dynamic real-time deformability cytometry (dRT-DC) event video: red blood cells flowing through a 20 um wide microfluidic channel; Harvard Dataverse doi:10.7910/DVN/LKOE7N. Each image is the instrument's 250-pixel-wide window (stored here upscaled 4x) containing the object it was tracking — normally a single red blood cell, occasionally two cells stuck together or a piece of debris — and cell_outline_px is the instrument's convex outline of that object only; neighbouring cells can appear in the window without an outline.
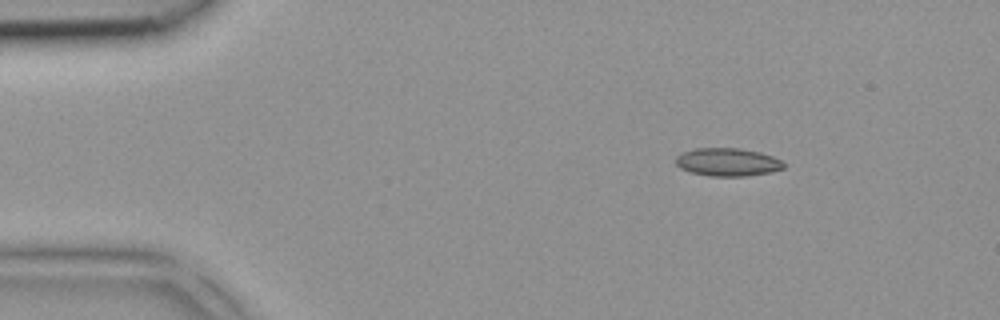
{"species": "common noctule bat (a hibernating species)", "species_latin": "Nyctalus noctula", "temperature_condition": "room temperature", "stored_images_in_passage": 4, "camera_frame_rate_fps": 3000, "um_per_image_px": 0.085, "animal": {"sex": "female", "body_mass_g": 18.4}, "frame": {"image": 1, "passage_image": 1, "time_ms": 0.0, "image_size_px": [1000, 320], "cell_outline_px": [[784, 168], [772, 172], [748, 176], [708, 176], [688, 172], [680, 168], [676, 164], [676, 156], [684, 152], [696, 148], [740, 148], [760, 152], [772, 156], [780, 160], [784, 164]], "centroid_in_image_um": [61.84, 13.79], "position_along_channel_um": 23.2, "area_um2": 17.74}}
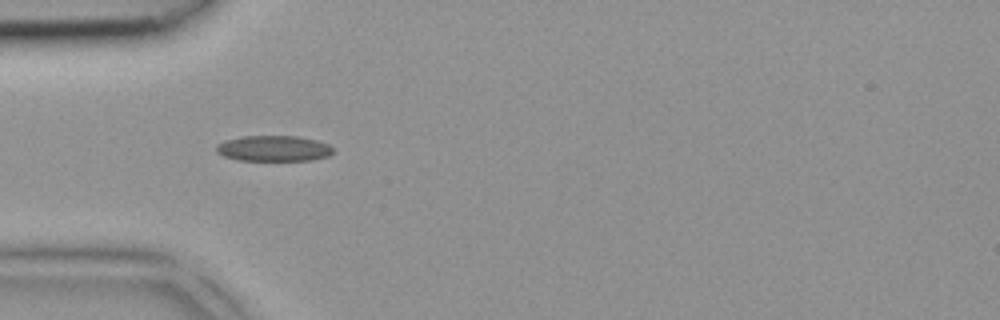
{"frame": {"image": 2, "passage_image": 3, "time_ms": 0.667, "image_size_px": [1000, 320], "cell_outline_px": [[332, 152], [328, 156], [312, 160], [236, 160], [224, 156], [216, 152], [216, 144], [224, 140], [244, 136], [296, 136], [316, 140], [328, 144], [332, 148]], "centroid_in_image_um": [23.22, 12.61], "position_along_channel_um": 61.8, "area_um2": 17.46}}